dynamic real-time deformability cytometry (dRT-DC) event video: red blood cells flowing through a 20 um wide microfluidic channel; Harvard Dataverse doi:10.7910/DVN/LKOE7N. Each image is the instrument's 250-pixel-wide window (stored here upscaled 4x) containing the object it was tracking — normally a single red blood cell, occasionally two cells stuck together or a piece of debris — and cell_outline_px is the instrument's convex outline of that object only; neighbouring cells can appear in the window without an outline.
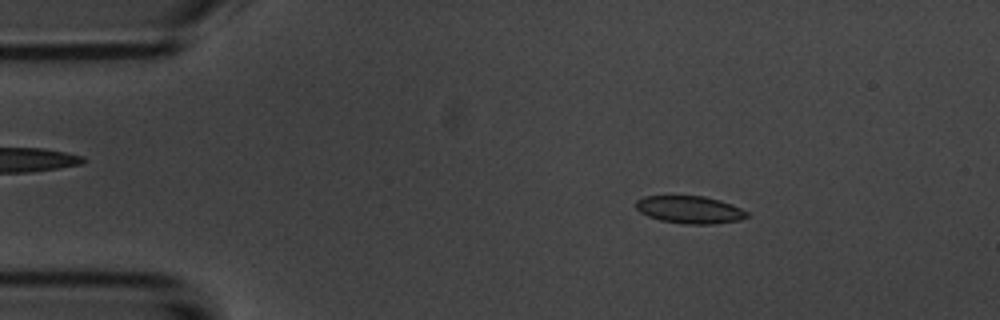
{"species": "common noctule bat (a hibernating species)", "species_latin": "Nyctalus noctula", "temperature_condition": "room temperature", "stored_images_in_passage": 53, "camera_frame_rate_fps": 3000, "um_per_image_px": 0.085, "animal": {"sex": "male", "body_mass_g": 20.1, "forearm_length_mm": 53.5}, "frame": {"image": 1, "passage_image": 8, "time_ms": 2.333, "image_size_px": [1000, 320], "cell_outline_px": [[752, 216], [740, 220], [712, 224], [684, 224], [660, 220], [648, 216], [640, 212], [636, 208], [636, 200], [644, 196], [704, 196], [720, 200], [732, 204], [748, 212]], "centroid_in_image_um": [58.66, 17.82], "position_along_channel_um": 26.3, "area_um2": 17.92}}
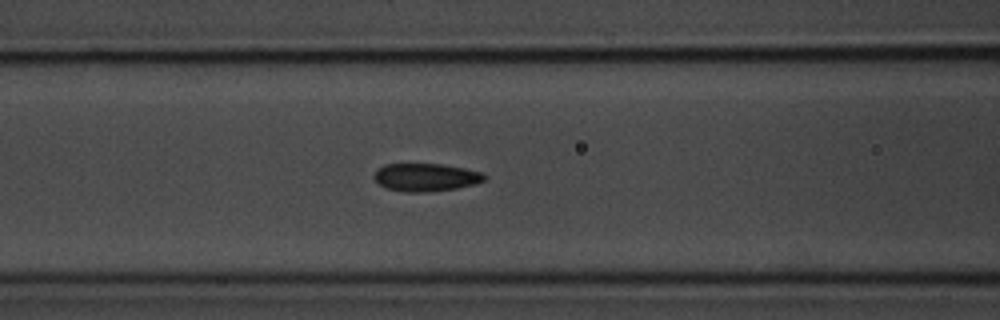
{"frame": {"image": 2, "passage_image": 21, "time_ms": 6.667, "image_size_px": [1000, 320], "cell_outline_px": [[488, 176], [484, 180], [476, 184], [456, 188], [432, 192], [404, 192], [384, 188], [372, 176], [384, 164], [440, 164], [464, 168], [480, 172]], "centroid_in_image_um": [36.2, 15.08], "position_along_channel_um": 130.4, "area_um2": 17.98}}
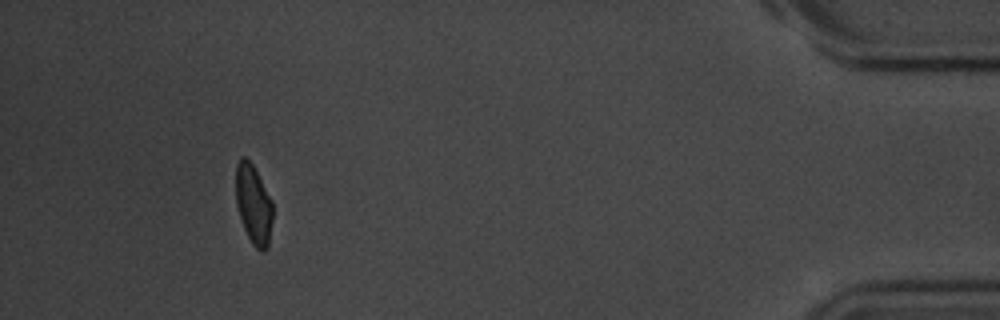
{"frame": {"image": 3, "passage_image": 49, "time_ms": 16.0, "image_size_px": [1000, 320], "cell_outline_px": [[272, 220], [268, 248], [264, 252], [260, 252], [252, 244], [240, 220], [236, 204], [236, 164], [240, 156], [244, 156], [252, 164], [272, 200]], "centroid_in_image_um": [21.54, 17.39], "position_along_channel_um": 413.7, "area_um2": 17.17}, "authors_computed_cell_mechanics": {"area_um2": 17.918, "velocity_mm_per_s": 3.7386, "shape_relaxation_time_tau1_ms": 3.526, "shape_relaxation_time_tau2_ms": 1.4938, "deformation_change_tau1": 0.1322, "deformation_change_tau2": 0.061}}